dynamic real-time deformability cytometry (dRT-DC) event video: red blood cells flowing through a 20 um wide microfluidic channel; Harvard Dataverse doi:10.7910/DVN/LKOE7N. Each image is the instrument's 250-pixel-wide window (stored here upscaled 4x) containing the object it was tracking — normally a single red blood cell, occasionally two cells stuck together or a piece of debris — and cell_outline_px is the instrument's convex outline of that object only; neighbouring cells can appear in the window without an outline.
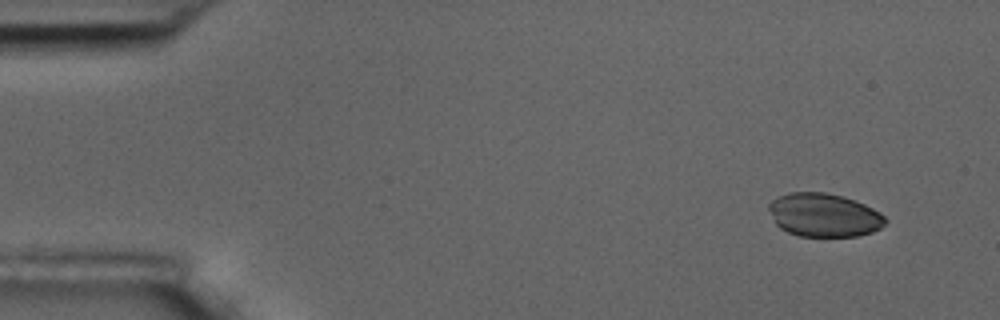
{"species": "common noctule bat (a hibernating species)", "species_latin": "Nyctalus noctula", "temperature_condition": "room temperature", "stored_images_in_passage": 5, "camera_frame_rate_fps": 3000, "um_per_image_px": 0.085, "animal": {"sex": "male", "body_mass_g": 17.5, "forearm_length_mm": 52.3}, "frame": {"image": 1, "passage_image": 1, "time_ms": 0.0, "image_size_px": [1000, 320], "cell_outline_px": [[888, 220], [880, 228], [872, 232], [856, 236], [800, 236], [788, 232], [780, 228], [776, 224], [768, 208], [768, 204], [776, 196], [788, 192], [824, 192], [844, 196], [864, 204], [880, 212]], "centroid_in_image_um": [70.02, 18.27], "position_along_channel_um": 15.0, "area_um2": 29.59}}
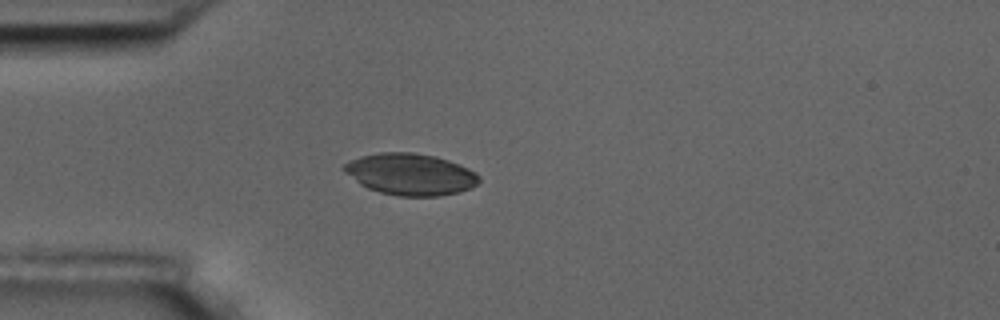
{"frame": {"image": 2, "passage_image": 4, "time_ms": 3.667, "image_size_px": [1000, 320], "cell_outline_px": [[480, 180], [472, 188], [460, 192], [436, 196], [396, 196], [380, 192], [368, 188], [360, 184], [344, 172], [340, 168], [344, 164], [360, 156], [380, 152], [412, 152], [436, 156], [460, 164], [476, 172], [480, 176]], "centroid_in_image_um": [34.89, 14.81], "position_along_channel_um": 50.1, "area_um2": 32.95}}